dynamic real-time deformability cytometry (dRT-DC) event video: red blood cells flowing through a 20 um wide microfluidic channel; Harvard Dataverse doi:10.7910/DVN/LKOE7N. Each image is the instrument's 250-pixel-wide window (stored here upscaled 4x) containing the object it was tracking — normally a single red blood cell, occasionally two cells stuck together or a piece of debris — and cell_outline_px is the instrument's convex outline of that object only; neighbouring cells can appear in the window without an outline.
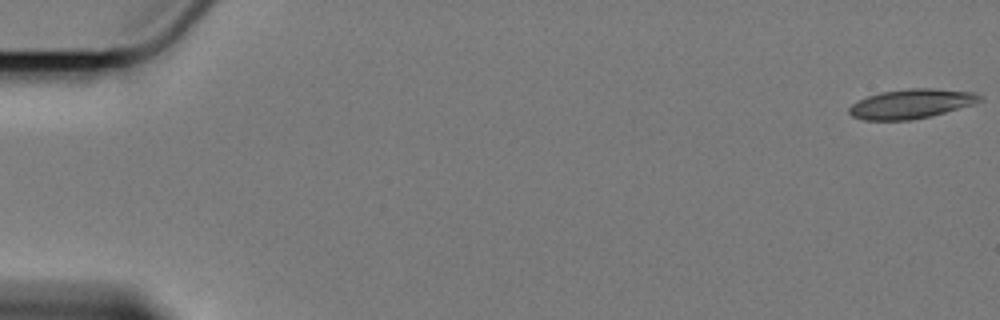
{"species": "Egyptian fruit bat (a non-hibernating species)", "species_latin": "Rousettus aegyptiacus", "temperature_condition": "cold", "stored_images_in_passage": 22, "camera_frame_rate_fps": 3000, "um_per_image_px": 0.085, "animal": {"sex": "female"}, "frame": {"image": 1, "passage_image": 1, "time_ms": 0.0, "image_size_px": [1000, 320], "cell_outline_px": [[984, 100], [972, 104], [944, 112], [928, 116], [908, 120], [864, 120], [852, 116], [848, 112], [848, 108], [856, 100], [880, 92], [908, 88], [932, 88], [976, 92], [984, 96]], "centroid_in_image_um": [77.45, 8.8], "position_along_channel_um": 7.6, "area_um2": 22.43}}
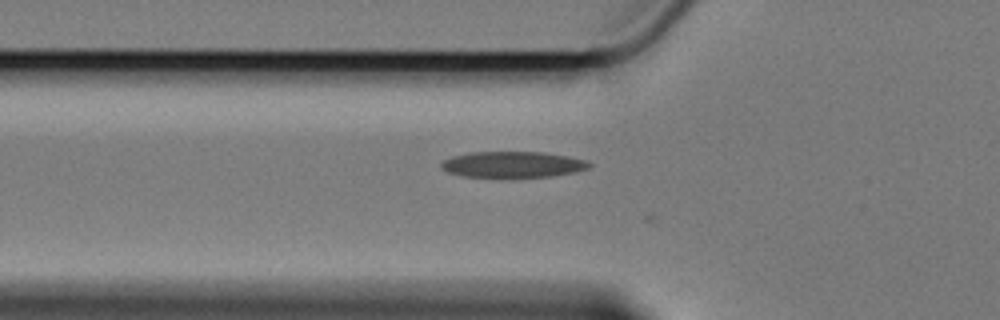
{"frame": {"image": 2, "passage_image": 21, "time_ms": 6.667, "image_size_px": [1000, 320], "cell_outline_px": [[592, 164], [588, 168], [576, 172], [552, 176], [464, 176], [448, 172], [440, 168], [440, 164], [444, 160], [452, 156], [468, 152], [544, 152], [568, 156], [588, 160]], "centroid_in_image_um": [43.6, 13.96], "position_along_channel_um": 82.2, "area_um2": 22.25}}